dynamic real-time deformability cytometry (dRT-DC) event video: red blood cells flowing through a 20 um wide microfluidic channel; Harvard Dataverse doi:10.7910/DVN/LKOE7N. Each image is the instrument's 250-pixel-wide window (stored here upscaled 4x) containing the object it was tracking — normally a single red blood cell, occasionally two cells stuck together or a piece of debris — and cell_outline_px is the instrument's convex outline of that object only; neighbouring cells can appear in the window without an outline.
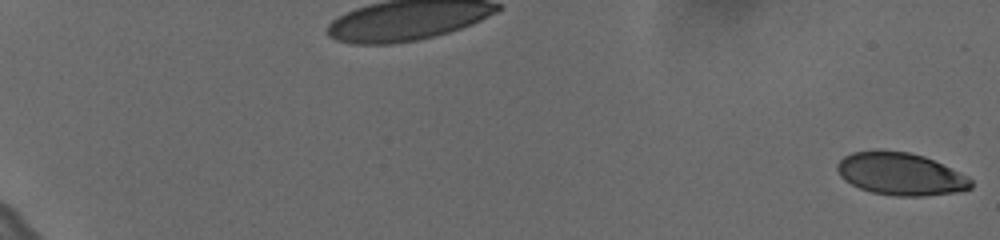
{"species": "human", "species_latin": "Homo sapiens", "temperature_condition": "cold", "stored_images_in_passage": 33, "camera_frame_rate_fps": 3000, "um_per_image_px": 0.085, "donor": {"sex": "female"}, "frame": {"image": 1, "passage_image": 1, "time_ms": 0.0, "image_size_px": [1000, 240], "cell_outline_px": [[972, 188], [960, 192], [924, 196], [896, 196], [872, 192], [860, 188], [844, 180], [840, 176], [836, 168], [836, 164], [844, 156], [852, 152], [908, 152], [924, 156], [960, 172], [968, 176], [972, 180]], "centroid_in_image_um": [76.58, 14.82], "position_along_channel_um": 8.4, "area_um2": 32.77}}
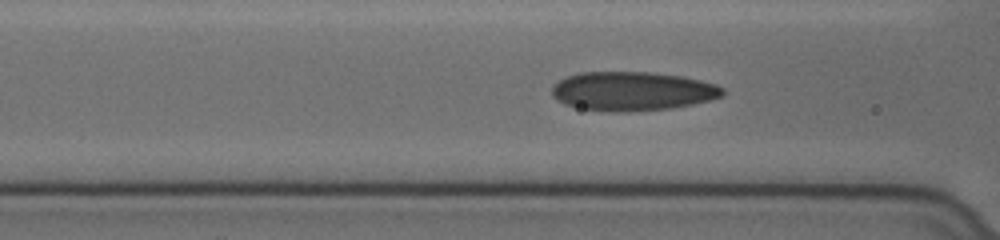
{"frame": {"image": 2, "passage_image": 29, "time_ms": 9.333, "image_size_px": [1000, 240], "cell_outline_px": [[724, 96], [712, 100], [672, 108], [628, 112], [612, 112], [580, 108], [564, 104], [556, 100], [552, 96], [552, 84], [568, 76], [580, 72], [652, 72], [684, 76], [716, 84], [724, 88]], "centroid_in_image_um": [53.77, 7.75], "position_along_channel_um": 112.8, "area_um2": 39.19}}
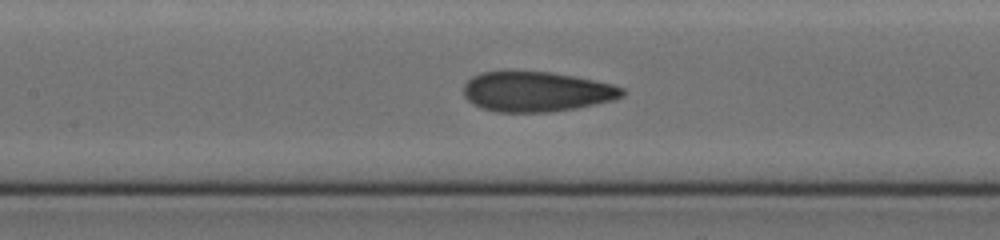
{"frame": {"image": 3, "passage_image": 33, "time_ms": 10.667, "image_size_px": [1000, 240], "cell_outline_px": [[624, 96], [612, 100], [576, 108], [548, 112], [496, 112], [472, 104], [464, 96], [464, 84], [472, 76], [480, 72], [508, 68], [516, 68], [548, 72], [572, 76], [612, 84], [624, 88]], "centroid_in_image_um": [45.52, 7.75], "position_along_channel_um": 161.9, "area_um2": 37.8}}